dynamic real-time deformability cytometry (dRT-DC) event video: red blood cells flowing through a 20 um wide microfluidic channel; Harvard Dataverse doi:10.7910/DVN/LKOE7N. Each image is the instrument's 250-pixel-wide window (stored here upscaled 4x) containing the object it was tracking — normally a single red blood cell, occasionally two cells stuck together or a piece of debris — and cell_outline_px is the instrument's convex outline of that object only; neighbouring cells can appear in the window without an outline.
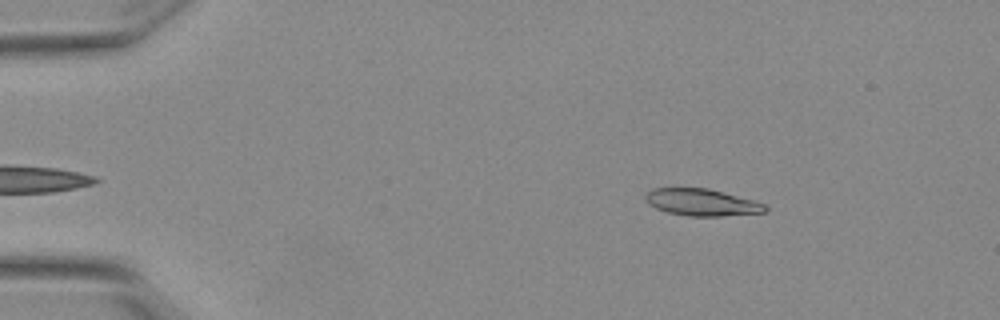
{"species": "Egyptian fruit bat (a non-hibernating species)", "species_latin": "Rousettus aegyptiacus", "temperature_condition": "warm", "stored_images_in_passage": 48, "camera_frame_rate_fps": 3000, "um_per_image_px": 0.085, "animal": {"sex": "female"}, "frame": {"image": 1, "passage_image": 3, "time_ms": 0.667, "image_size_px": [1000, 320], "cell_outline_px": [[768, 208], [764, 212], [720, 216], [688, 216], [668, 212], [656, 208], [648, 204], [644, 196], [652, 188], [708, 188], [724, 192], [752, 200], [764, 204]], "centroid_in_image_um": [59.62, 17.19], "position_along_channel_um": 25.4, "area_um2": 18.61}}
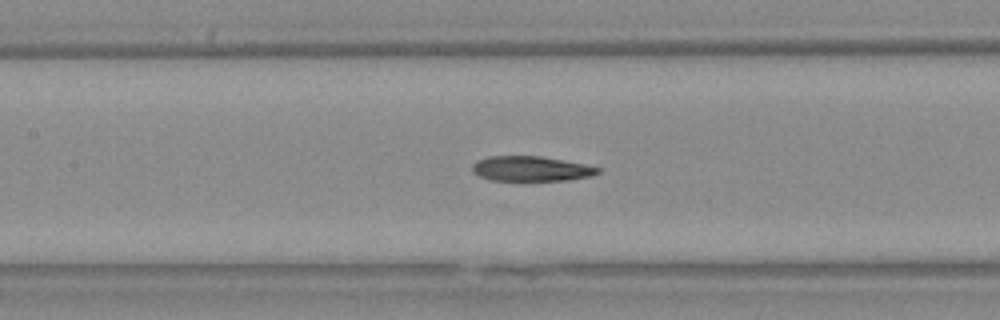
{"frame": {"image": 2, "passage_image": 20, "time_ms": 6.333, "image_size_px": [1000, 320], "cell_outline_px": [[600, 172], [592, 176], [568, 180], [488, 180], [472, 172], [472, 164], [476, 160], [488, 156], [540, 156], [584, 164], [600, 168]], "centroid_in_image_um": [45.11, 14.34], "position_along_channel_um": 162.3, "area_um2": 18.26}}
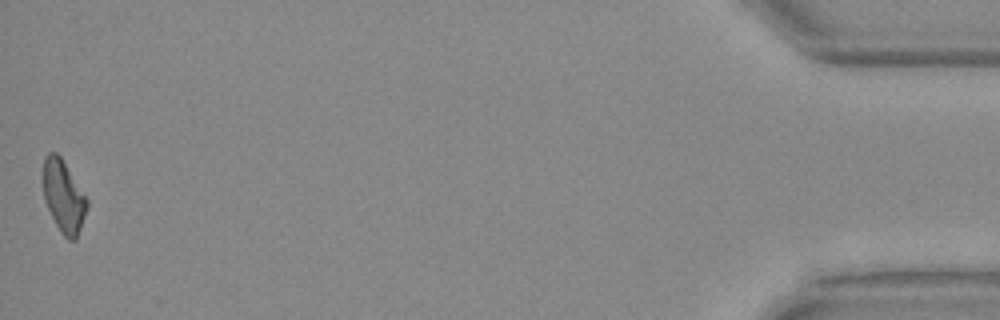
{"frame": {"image": 3, "passage_image": 48, "time_ms": 15.667, "image_size_px": [1000, 320], "cell_outline_px": [[88, 208], [76, 240], [68, 240], [60, 232], [44, 200], [44, 156], [48, 152], [56, 152], [60, 156], [88, 200]], "centroid_in_image_um": [5.42, 16.72], "position_along_channel_um": 429.8, "area_um2": 18.21}, "authors_computed_cell_mechanics": {"area_um2": 19.1318, "velocity_mm_per_s": 3.8528, "shape_relaxation_time_tau1_ms": null, "shape_relaxation_time_tau2_ms": 4.0516, "deformation_change_tau1": null, "deformation_change_tau2": 0.1261}}